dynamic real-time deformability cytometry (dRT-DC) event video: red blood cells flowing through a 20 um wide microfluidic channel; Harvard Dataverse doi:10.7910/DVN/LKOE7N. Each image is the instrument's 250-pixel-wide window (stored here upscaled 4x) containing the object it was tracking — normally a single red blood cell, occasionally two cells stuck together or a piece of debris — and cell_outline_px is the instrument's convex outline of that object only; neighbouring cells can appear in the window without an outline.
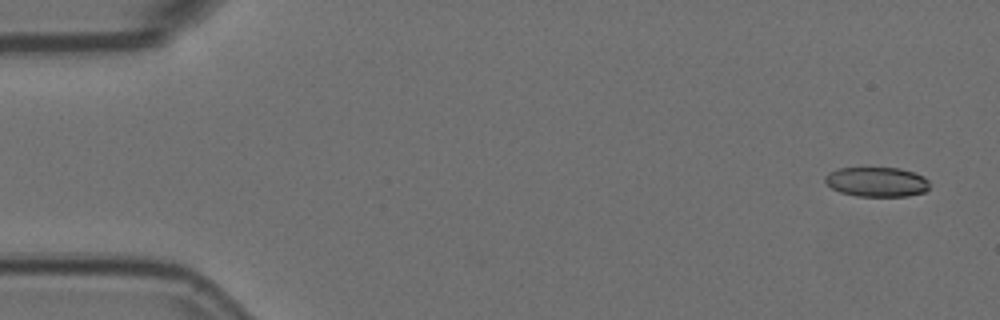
{"species": "Egyptian fruit bat (a non-hibernating species)", "species_latin": "Rousettus aegyptiacus", "temperature_condition": "room temperature", "stored_images_in_passage": 5, "camera_frame_rate_fps": 3000, "um_per_image_px": 0.085, "animal": {"sex": "female"}, "frame": {"image": 1, "passage_image": 1, "time_ms": 0.0, "image_size_px": [1000, 320], "cell_outline_px": [[928, 188], [924, 192], [908, 196], [856, 196], [840, 192], [832, 188], [824, 180], [824, 176], [828, 172], [840, 168], [900, 168], [924, 176], [928, 180]], "centroid_in_image_um": [74.51, 15.46], "position_along_channel_um": 10.5, "area_um2": 18.03}}
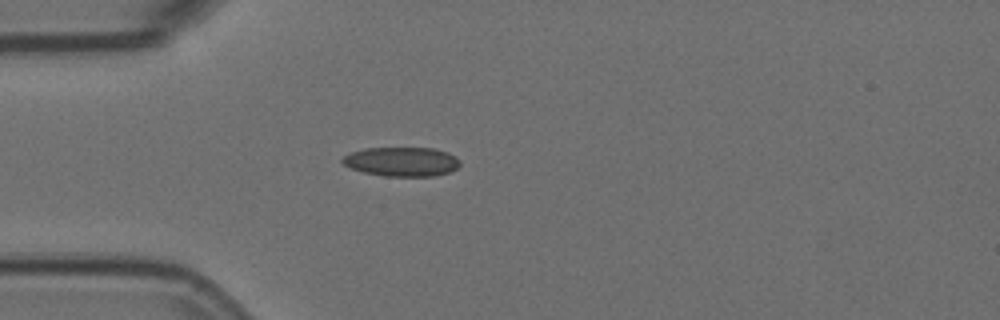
{"frame": {"image": 2, "passage_image": 5, "time_ms": 1.333, "image_size_px": [1000, 320], "cell_outline_px": [[460, 164], [456, 168], [448, 172], [432, 176], [384, 176], [364, 172], [352, 168], [344, 164], [340, 160], [344, 156], [352, 152], [364, 148], [432, 148], [448, 152], [456, 156], [460, 160]], "centroid_in_image_um": [34.16, 13.73], "position_along_channel_um": 50.8, "area_um2": 19.94}}